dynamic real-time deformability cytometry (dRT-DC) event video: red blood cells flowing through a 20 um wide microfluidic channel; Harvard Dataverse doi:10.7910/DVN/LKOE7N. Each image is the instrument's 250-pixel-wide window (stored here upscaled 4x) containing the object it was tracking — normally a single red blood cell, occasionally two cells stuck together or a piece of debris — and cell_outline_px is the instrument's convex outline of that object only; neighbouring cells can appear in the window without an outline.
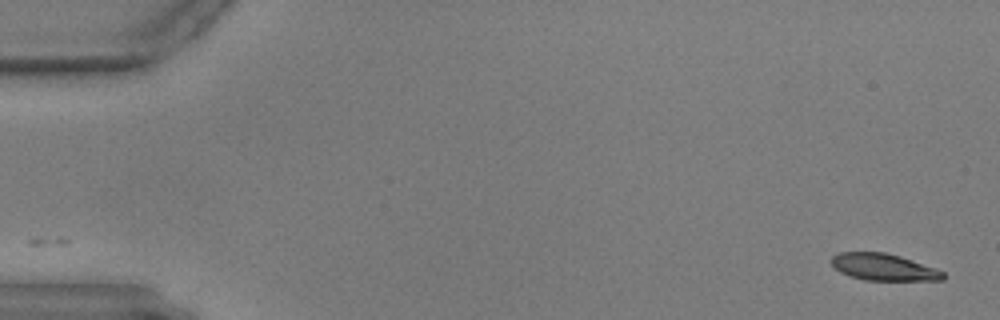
{"species": "common noctule bat (a hibernating species)", "species_latin": "Nyctalus noctula", "temperature_condition": "warm", "stored_images_in_passage": 57, "camera_frame_rate_fps": 3000, "um_per_image_px": 0.085, "animal": {"sex": "male", "body_mass_g": 17.9, "forearm_length_mm": 54.2}, "frame": {"image": 1, "passage_image": 1, "time_ms": 0.0, "image_size_px": [1000, 320], "cell_outline_px": [[944, 280], [864, 280], [840, 272], [828, 260], [832, 256], [840, 252], [884, 252], [900, 256], [936, 268], [944, 272]], "centroid_in_image_um": [75.09, 22.7], "position_along_channel_um": 9.9, "area_um2": 17.4}}
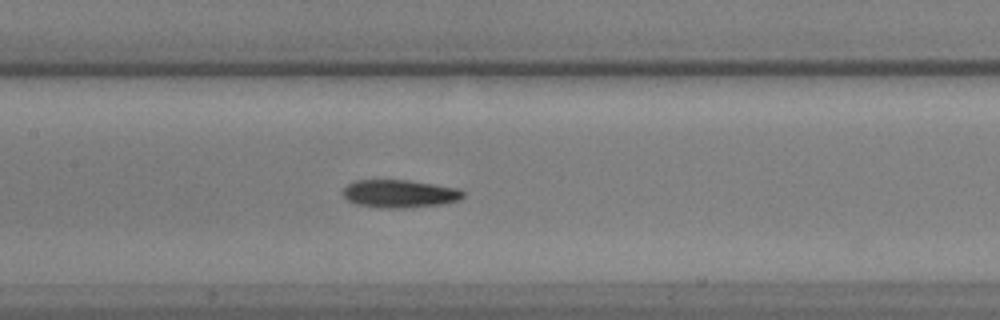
{"frame": {"image": 2, "passage_image": 27, "time_ms": 8.667, "image_size_px": [1000, 320], "cell_outline_px": [[464, 196], [460, 200], [440, 204], [404, 208], [380, 208], [356, 204], [348, 200], [340, 192], [348, 184], [356, 180], [408, 180], [460, 188], [464, 192]], "centroid_in_image_um": [33.96, 16.46], "position_along_channel_um": 173.4, "area_um2": 19.65}}
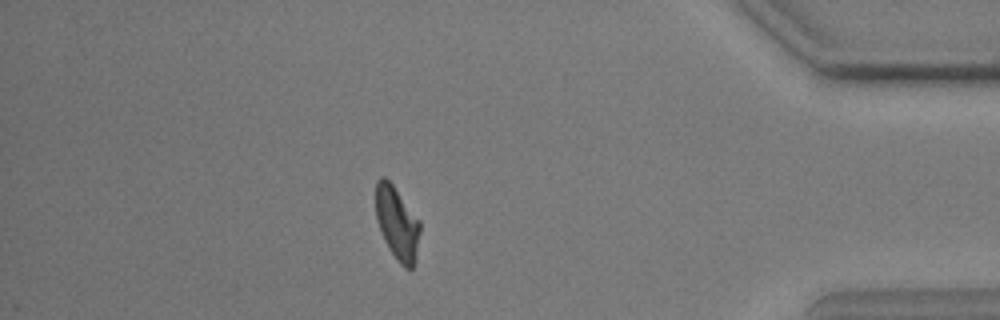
{"frame": {"image": 3, "passage_image": 50, "time_ms": 16.333, "image_size_px": [1000, 320], "cell_outline_px": [[420, 232], [412, 268], [404, 268], [396, 260], [388, 248], [384, 240], [376, 220], [376, 180], [380, 176], [384, 176], [392, 184], [420, 220]], "centroid_in_image_um": [33.73, 18.95], "position_along_channel_um": 401.5, "area_um2": 18.73}}